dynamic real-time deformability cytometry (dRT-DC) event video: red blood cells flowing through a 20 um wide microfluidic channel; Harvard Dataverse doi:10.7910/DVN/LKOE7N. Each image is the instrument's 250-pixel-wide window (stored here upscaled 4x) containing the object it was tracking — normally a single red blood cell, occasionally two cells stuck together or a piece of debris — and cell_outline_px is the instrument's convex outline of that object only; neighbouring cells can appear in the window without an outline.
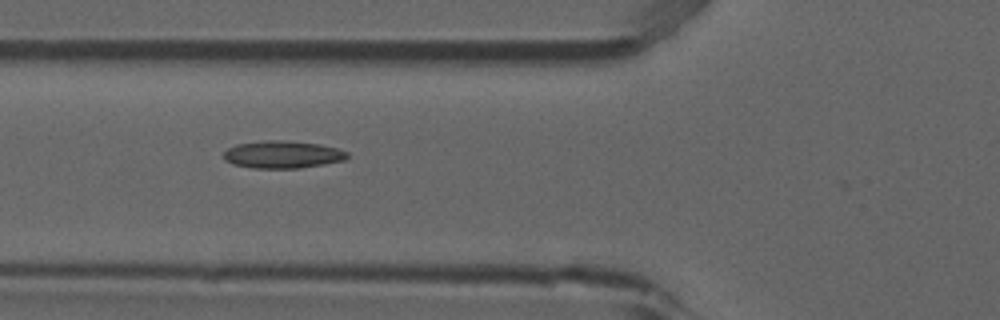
{"species": "common noctule bat (a hibernating species)", "species_latin": "Nyctalus noctula", "temperature_condition": "room temperature", "stored_images_in_passage": 2, "camera_frame_rate_fps": 3000, "um_per_image_px": 0.085, "animal": {"sex": "male", "forearm_length_mm": 52.5}, "frame": {"image": 1, "passage_image": 2, "time_ms": 0.333, "image_size_px": [1000, 320], "cell_outline_px": [[348, 156], [344, 160], [324, 164], [300, 168], [252, 168], [232, 164], [224, 160], [224, 152], [228, 148], [236, 144], [264, 140], [284, 140], [320, 144], [340, 148], [348, 152]], "centroid_in_image_um": [24.02, 13.13], "position_along_channel_um": 101.8, "area_um2": 19.94}}